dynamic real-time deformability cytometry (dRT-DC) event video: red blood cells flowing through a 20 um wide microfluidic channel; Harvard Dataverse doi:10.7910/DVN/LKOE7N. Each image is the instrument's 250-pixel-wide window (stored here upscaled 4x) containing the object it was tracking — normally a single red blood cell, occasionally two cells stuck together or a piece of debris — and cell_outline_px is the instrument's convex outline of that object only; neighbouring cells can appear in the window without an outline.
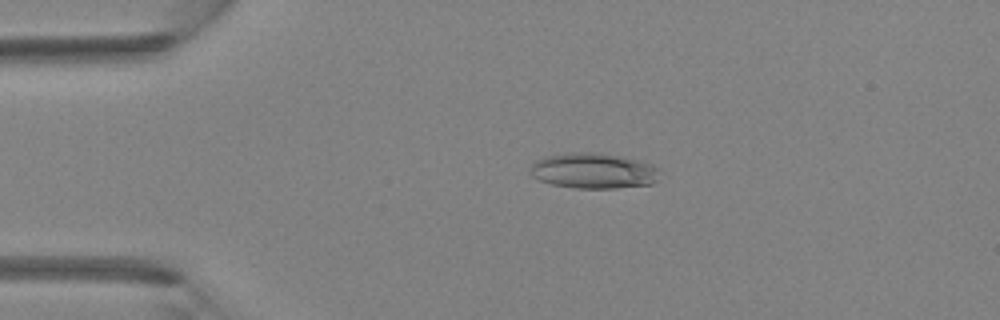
{"species": "Egyptian fruit bat (a non-hibernating species)", "species_latin": "Rousettus aegyptiacus", "temperature_condition": "room temperature", "stored_images_in_passage": 3, "camera_frame_rate_fps": 3000, "um_per_image_px": 0.085, "animal": {"sex": "female"}, "frame": {"image": 1, "passage_image": 3, "time_ms": 0.667, "image_size_px": [1000, 320], "cell_outline_px": [[660, 168], [656, 180], [652, 184], [616, 188], [576, 188], [552, 184], [540, 180], [532, 176], [528, 172], [532, 164], [536, 160], [544, 156], [572, 152], [592, 152], [620, 156], [652, 164]], "centroid_in_image_um": [50.42, 14.51], "position_along_channel_um": 34.6, "area_um2": 26.82}}